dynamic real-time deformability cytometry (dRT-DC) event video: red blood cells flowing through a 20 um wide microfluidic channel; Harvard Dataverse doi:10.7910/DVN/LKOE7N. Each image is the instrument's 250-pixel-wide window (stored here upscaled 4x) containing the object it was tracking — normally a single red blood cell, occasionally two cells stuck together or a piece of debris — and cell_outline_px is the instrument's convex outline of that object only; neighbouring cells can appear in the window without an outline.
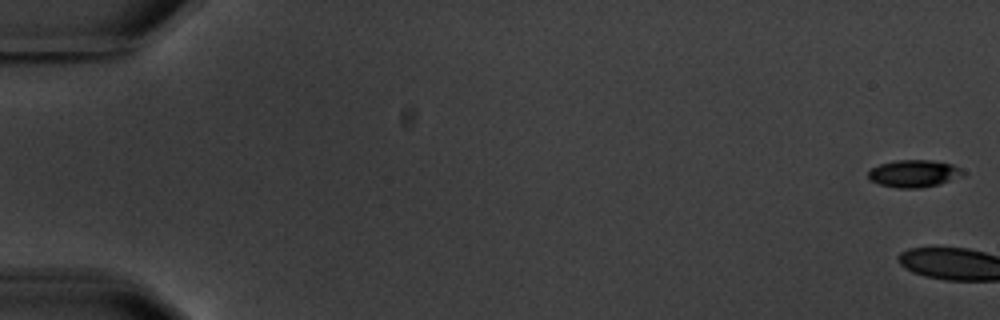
{"species": "common noctule bat (a hibernating species)", "species_latin": "Nyctalus noctula", "temperature_condition": "warm", "stored_images_in_passage": 7, "segment_of_instrument_passage": [1, 2], "camera_frame_rate_fps": 3000, "um_per_image_px": 0.085, "animal": {"sex": "male", "body_mass_g": 20.1, "forearm_length_mm": 53.5}, "frame": {"image": 1, "passage_image": 1, "time_ms": 0.0, "image_size_px": [1000, 320], "cell_outline_px": [[968, 176], [940, 184], [920, 188], [896, 188], [880, 184], [868, 180], [868, 172], [872, 168], [880, 164], [896, 160], [932, 160], [952, 164], [960, 168]], "centroid_in_image_um": [77.74, 14.76], "position_along_channel_um": 7.3, "area_um2": 15.37}}